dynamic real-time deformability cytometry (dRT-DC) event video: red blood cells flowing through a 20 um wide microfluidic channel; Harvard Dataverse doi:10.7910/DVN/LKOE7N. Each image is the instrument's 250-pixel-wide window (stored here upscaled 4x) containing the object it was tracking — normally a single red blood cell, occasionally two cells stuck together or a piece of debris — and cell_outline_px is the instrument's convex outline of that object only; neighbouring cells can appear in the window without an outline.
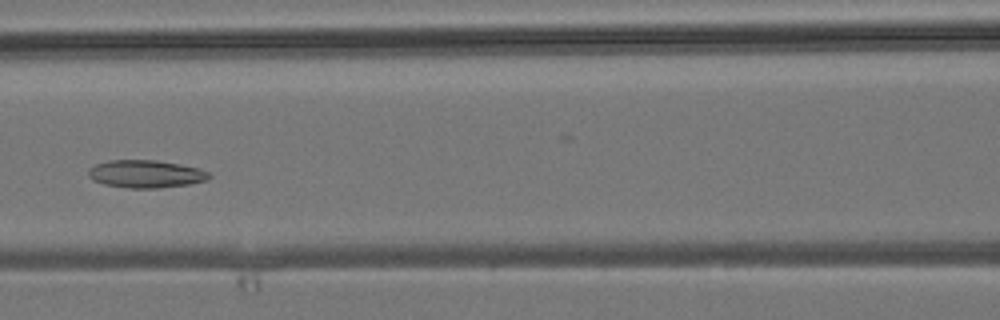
{"species": "common noctule bat (a hibernating species)", "species_latin": "Nyctalus noctula", "temperature_condition": "room temperature", "stored_images_in_passage": 4, "camera_frame_rate_fps": 3000, "um_per_image_px": 0.085, "animal": {"sex": "male", "body_mass_g": 19.2, "forearm_length_mm": 51.8}, "frame": {"image": 1, "passage_image": 4, "time_ms": 3.333, "image_size_px": [1000, 320], "cell_outline_px": [[212, 176], [208, 180], [188, 184], [160, 188], [128, 188], [104, 184], [92, 180], [88, 176], [88, 168], [96, 164], [108, 160], [156, 160], [180, 164], [200, 168], [208, 172]], "centroid_in_image_um": [12.39, 14.78], "position_along_channel_um": 154.2, "area_um2": 19.65}}